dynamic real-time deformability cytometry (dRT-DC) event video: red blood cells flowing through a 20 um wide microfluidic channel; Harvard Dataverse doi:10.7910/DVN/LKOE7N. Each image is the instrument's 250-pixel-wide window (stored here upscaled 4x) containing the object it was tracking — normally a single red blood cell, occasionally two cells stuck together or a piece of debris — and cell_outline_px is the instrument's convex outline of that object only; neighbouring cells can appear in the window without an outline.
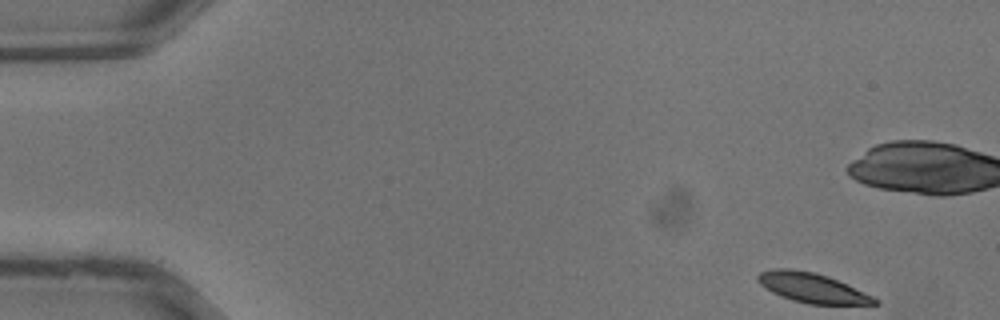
{"species": "common noctule bat (a hibernating species)", "species_latin": "Nyctalus noctula", "temperature_condition": "warm", "stored_images_in_passage": 36, "camera_frame_rate_fps": 3000, "um_per_image_px": 0.085, "animal": {"sex": "male", "body_mass_g": 13.3}, "frame": {"image": 1, "passage_image": 1, "time_ms": 0.0, "image_size_px": [1000, 320], "cell_outline_px": [[880, 304], [808, 304], [792, 300], [780, 296], [772, 292], [760, 284], [756, 280], [756, 276], [760, 272], [768, 268], [792, 268], [816, 272], [828, 276], [872, 296], [880, 300]], "centroid_in_image_um": [68.98, 24.45], "position_along_channel_um": 16.0, "area_um2": 20.29}}
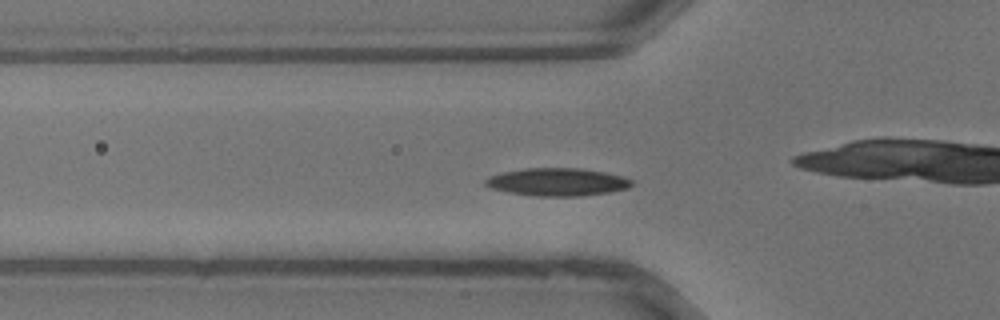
{"frame": {"image": 2, "passage_image": 11, "time_ms": 3.333, "image_size_px": [1000, 320], "cell_outline_px": [[632, 184], [628, 188], [608, 192], [580, 196], [536, 196], [508, 192], [492, 188], [484, 184], [484, 180], [488, 176], [500, 172], [524, 168], [580, 168], [604, 172], [620, 176], [632, 180]], "centroid_in_image_um": [47.32, 15.46], "position_along_channel_um": 78.5, "area_um2": 23.64}}